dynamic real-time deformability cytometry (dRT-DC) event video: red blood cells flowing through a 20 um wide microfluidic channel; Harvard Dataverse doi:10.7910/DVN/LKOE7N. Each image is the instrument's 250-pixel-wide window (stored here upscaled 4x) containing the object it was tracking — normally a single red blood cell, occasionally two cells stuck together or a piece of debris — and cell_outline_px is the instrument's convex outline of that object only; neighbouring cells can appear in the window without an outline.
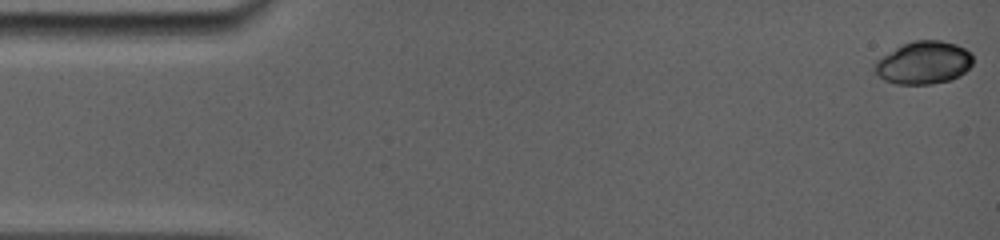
{"species": "common noctule bat (a hibernating species)", "species_latin": "Nyctalus noctula", "temperature_condition": "room temperature", "stored_images_in_passage": 106, "camera_frame_rate_fps": 5000, "um_per_image_px": 0.085, "animal": {"sex": "female", "body_mass_g": 19.0, "forearm_length_mm": 56.7}, "frame": {"image": 1, "passage_image": 1, "time_ms": 0.0, "image_size_px": [1000, 240], "cell_outline_px": [[972, 64], [960, 76], [948, 80], [932, 84], [896, 84], [884, 80], [872, 68], [872, 64], [876, 60], [896, 48], [904, 44], [916, 40], [940, 40], [956, 44], [972, 52]], "centroid_in_image_um": [78.5, 5.33], "position_along_channel_um": 6.5, "area_um2": 24.45}}
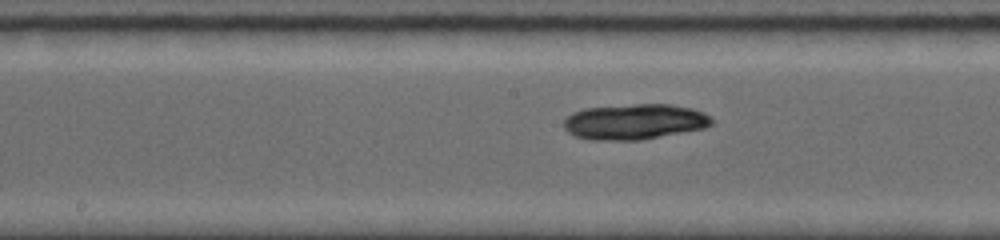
{"frame": {"image": 2, "passage_image": 57, "time_ms": 8.2, "image_size_px": [1000, 240], "cell_outline_px": [[712, 124], [704, 128], [640, 140], [588, 140], [576, 136], [568, 132], [564, 128], [564, 120], [572, 112], [584, 108], [636, 104], [668, 104], [692, 108], [704, 112], [712, 120]], "centroid_in_image_um": [53.91, 10.34], "position_along_channel_um": 194.3, "area_um2": 30.58}}
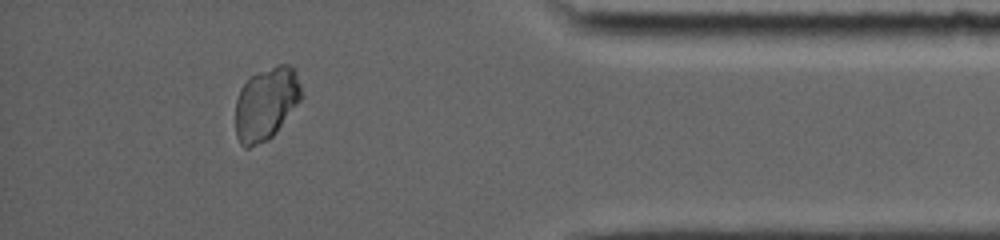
{"frame": {"image": 3, "passage_image": 97, "time_ms": 14.4, "image_size_px": [1000, 240], "cell_outline_px": [[304, 96], [276, 132], [268, 140], [248, 148], [244, 148], [240, 144], [236, 136], [236, 100], [240, 88], [252, 76], [260, 72], [280, 64], [288, 64], [296, 72]], "centroid_in_image_um": [22.62, 8.84], "position_along_channel_um": 412.6, "area_um2": 27.86}, "authors_computed_cell_mechanics": {"area_um2": 28.7844, "velocity_mm_per_s": 3.8745, "shape_relaxation_time_tau1_ms": 2.34, "shape_relaxation_time_tau2_ms": null, "deformation_change_tau1": 0.0725, "deformation_change_tau2": null}}